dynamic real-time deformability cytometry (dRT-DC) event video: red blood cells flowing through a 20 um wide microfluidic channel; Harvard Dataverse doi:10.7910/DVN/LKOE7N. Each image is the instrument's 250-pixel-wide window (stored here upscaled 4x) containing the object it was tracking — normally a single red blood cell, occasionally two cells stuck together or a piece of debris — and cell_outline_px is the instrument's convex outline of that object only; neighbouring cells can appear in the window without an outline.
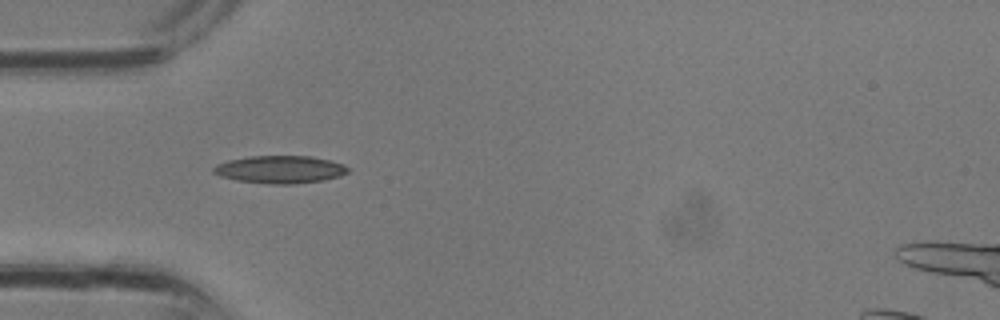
{"species": "common noctule bat (a hibernating species)", "species_latin": "Nyctalus noctula", "temperature_condition": "room temperature", "stored_images_in_passage": 20, "camera_frame_rate_fps": 3000, "um_per_image_px": 0.085, "animal": {"sex": "male", "body_mass_g": 13.3}, "frame": {"image": 1, "passage_image": 1, "time_ms": 0.0, "image_size_px": [1000, 320], "cell_outline_px": [[348, 172], [340, 176], [324, 180], [292, 184], [268, 184], [236, 180], [220, 176], [212, 172], [212, 168], [216, 164], [228, 160], [248, 156], [312, 156], [344, 164], [348, 168]], "centroid_in_image_um": [23.78, 14.4], "position_along_channel_um": 61.2, "area_um2": 21.73}}
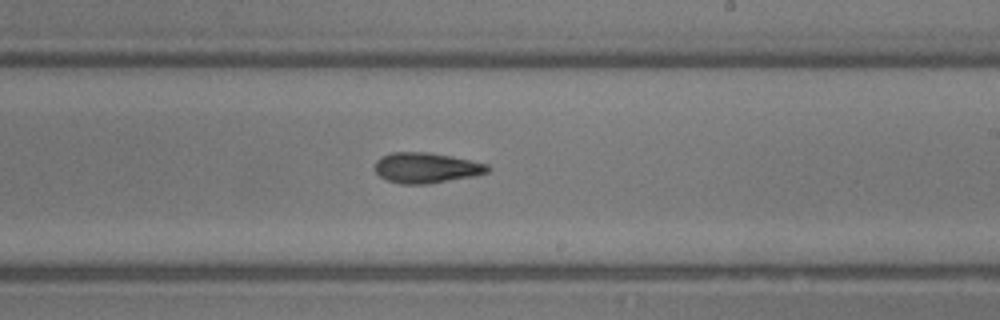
{"frame": {"image": 2, "passage_image": 10, "time_ms": 3.0, "image_size_px": [1000, 320], "cell_outline_px": [[492, 168], [488, 172], [476, 176], [428, 184], [400, 184], [388, 180], [380, 176], [376, 172], [376, 160], [380, 156], [392, 152], [428, 152], [452, 156], [488, 164]], "centroid_in_image_um": [36.26, 14.26], "position_along_channel_um": 252.7, "area_um2": 20.17}}
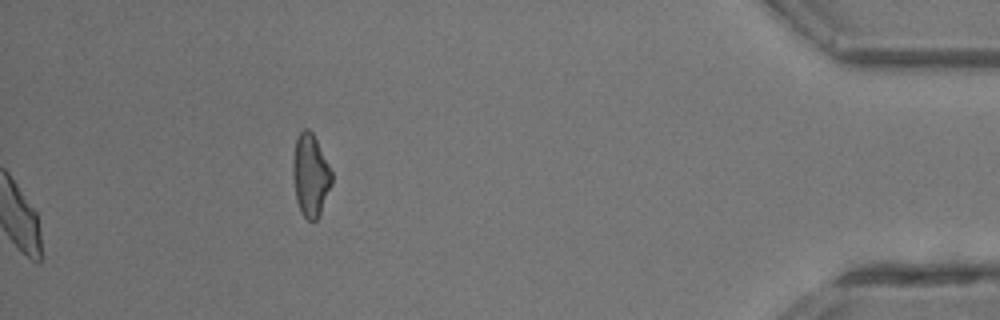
{"frame": {"image": 3, "passage_image": 20, "time_ms": 6.333, "image_size_px": [1000, 320], "cell_outline_px": [[332, 184], [320, 212], [316, 220], [308, 220], [304, 216], [296, 200], [292, 172], [292, 160], [296, 136], [304, 128], [308, 128], [312, 132], [332, 172]], "centroid_in_image_um": [26.37, 14.86], "position_along_channel_um": 408.8, "area_um2": 18.5}}